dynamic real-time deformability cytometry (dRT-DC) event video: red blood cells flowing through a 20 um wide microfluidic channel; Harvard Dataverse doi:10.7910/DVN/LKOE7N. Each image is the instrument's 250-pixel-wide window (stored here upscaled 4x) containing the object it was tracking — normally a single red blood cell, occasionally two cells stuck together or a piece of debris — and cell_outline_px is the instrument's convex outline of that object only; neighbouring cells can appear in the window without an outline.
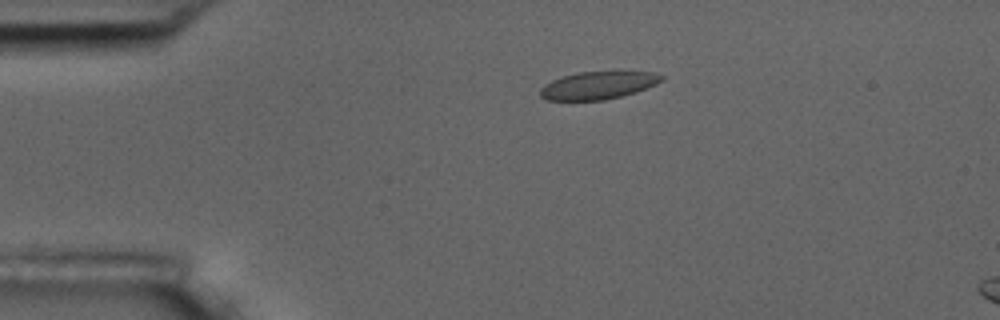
{"species": "common noctule bat (a hibernating species)", "species_latin": "Nyctalus noctula", "temperature_condition": "room temperature", "stored_images_in_passage": 3, "camera_frame_rate_fps": 3000, "um_per_image_px": 0.085, "animal": {"sex": "male", "body_mass_g": 17.5, "forearm_length_mm": 52.3}, "frame": {"image": 1, "passage_image": 1, "time_ms": 0.0, "image_size_px": [1000, 320], "cell_outline_px": [[664, 80], [656, 84], [636, 92], [604, 100], [544, 100], [540, 96], [540, 88], [544, 84], [560, 76], [576, 72], [656, 72], [664, 76]], "centroid_in_image_um": [50.81, 7.25], "position_along_channel_um": 34.2, "area_um2": 19.65}}
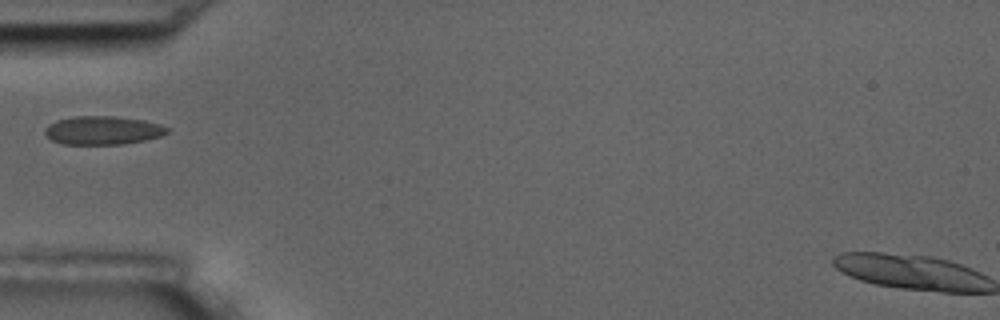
{"frame": {"image": 2, "passage_image": 3, "time_ms": 2.333, "image_size_px": [1000, 320], "cell_outline_px": [[168, 132], [160, 136], [144, 140], [120, 144], [60, 144], [44, 136], [44, 128], [48, 124], [56, 120], [72, 116], [116, 116], [144, 120], [160, 124], [168, 128]], "centroid_in_image_um": [8.67, 11.07], "position_along_channel_um": 76.3, "area_um2": 20.46}}